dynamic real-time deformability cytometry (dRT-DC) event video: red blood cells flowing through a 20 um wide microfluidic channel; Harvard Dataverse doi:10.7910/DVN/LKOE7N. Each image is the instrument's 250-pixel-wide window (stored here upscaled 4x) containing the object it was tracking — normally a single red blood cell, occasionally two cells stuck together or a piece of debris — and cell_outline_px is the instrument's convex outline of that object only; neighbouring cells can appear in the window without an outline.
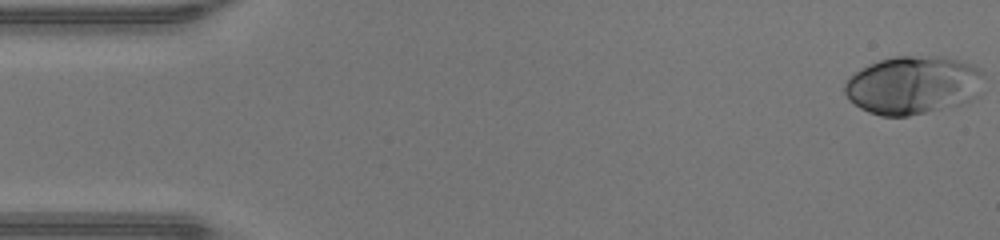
{"species": "human", "species_latin": "Homo sapiens", "temperature_condition": "warm", "stored_images_in_passage": 47, "camera_frame_rate_fps": 3000, "um_per_image_px": 0.085, "donor": {"sex": "male"}, "frame": {"image": 1, "passage_image": 1, "time_ms": 0.0, "image_size_px": [1000, 240], "cell_outline_px": [[984, 76], [972, 96], [968, 100], [960, 104], [908, 116], [880, 116], [868, 112], [860, 108], [844, 92], [844, 84], [856, 72], [880, 60], [896, 56], [944, 56], [972, 64], [980, 68], [984, 72]], "centroid_in_image_um": [77.6, 7.22], "position_along_channel_um": 7.4, "area_um2": 46.47}}
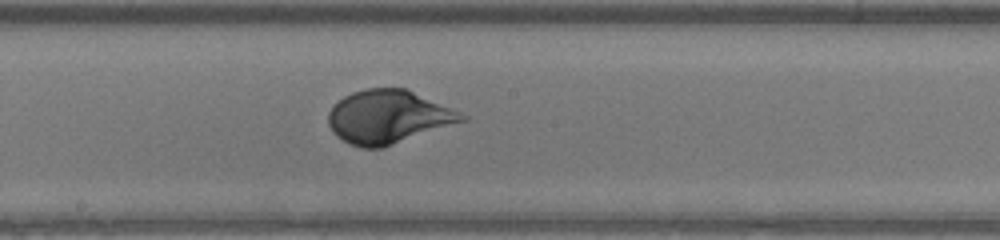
{"frame": {"image": 2, "passage_image": 25, "time_ms": 8.0, "image_size_px": [1000, 240], "cell_outline_px": [[468, 120], [380, 148], [360, 148], [348, 144], [336, 136], [332, 132], [328, 124], [328, 112], [344, 96], [352, 92], [364, 88], [404, 88], [460, 112], [468, 116]], "centroid_in_image_um": [32.97, 9.94], "position_along_channel_um": 215.2, "area_um2": 41.21}}
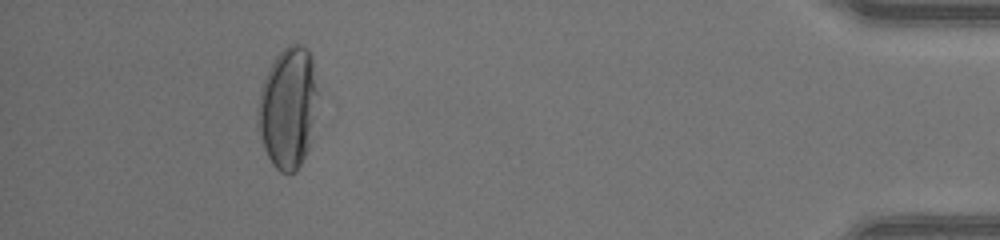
{"frame": {"image": 3, "passage_image": 43, "time_ms": 14.0, "image_size_px": [1000, 240], "cell_outline_px": [[316, 92], [308, 148], [296, 172], [280, 172], [272, 164], [264, 148], [256, 124], [256, 108], [260, 88], [268, 68], [276, 56], [288, 44], [300, 44], [308, 48], [312, 60], [316, 88]], "centroid_in_image_um": [24.41, 9.13], "position_along_channel_um": 410.8, "area_um2": 41.85}, "authors_computed_cell_mechanics": {"area_um2": 42.0206, "velocity_mm_per_s": 4.3535, "shape_relaxation_time_tau1_ms": 2.695, "shape_relaxation_time_tau2_ms": null, "deformation_change_tau1": 0.1792, "deformation_change_tau2": null}}